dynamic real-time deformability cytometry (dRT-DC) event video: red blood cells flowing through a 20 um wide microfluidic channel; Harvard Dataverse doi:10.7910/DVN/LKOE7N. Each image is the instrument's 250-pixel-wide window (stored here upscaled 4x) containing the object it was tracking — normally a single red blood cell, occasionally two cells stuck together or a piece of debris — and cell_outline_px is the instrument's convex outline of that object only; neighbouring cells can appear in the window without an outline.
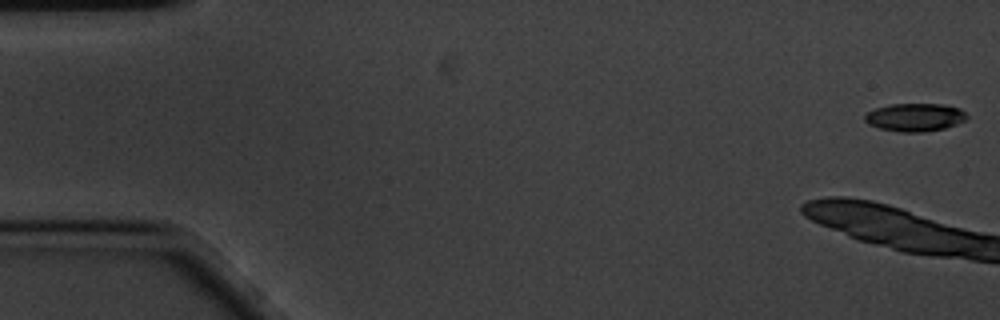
{"species": "common noctule bat (a hibernating species)", "species_latin": "Nyctalus noctula", "temperature_condition": "cold", "stored_images_in_passage": 16, "camera_frame_rate_fps": 3000, "um_per_image_px": 0.085, "animal": {"sex": "male", "body_mass_g": 20.1, "forearm_length_mm": 53.5}, "frame": {"image": 1, "passage_image": 1, "time_ms": 0.0, "image_size_px": [1000, 320], "cell_outline_px": [[968, 120], [944, 128], [920, 132], [900, 132], [880, 128], [868, 124], [864, 120], [864, 116], [868, 112], [876, 108], [888, 104], [944, 104], [960, 108], [968, 116]], "centroid_in_image_um": [77.78, 9.96], "position_along_channel_um": 7.2, "area_um2": 16.7}}